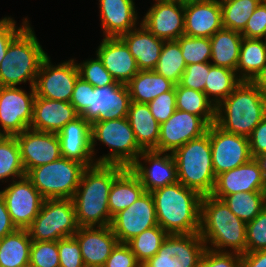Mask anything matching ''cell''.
<instances>
[{
	"label": "cell",
	"instance_id": "1",
	"mask_svg": "<svg viewBox=\"0 0 266 267\" xmlns=\"http://www.w3.org/2000/svg\"><path fill=\"white\" fill-rule=\"evenodd\" d=\"M125 169L121 165L95 164L82 174L72 197L79 227L109 226L112 216L108 199L114 179Z\"/></svg>",
	"mask_w": 266,
	"mask_h": 267
},
{
	"label": "cell",
	"instance_id": "2",
	"mask_svg": "<svg viewBox=\"0 0 266 267\" xmlns=\"http://www.w3.org/2000/svg\"><path fill=\"white\" fill-rule=\"evenodd\" d=\"M246 222L238 218L220 199L212 195L201 198L199 234L206 248L217 252L246 253ZM210 246H209V245Z\"/></svg>",
	"mask_w": 266,
	"mask_h": 267
},
{
	"label": "cell",
	"instance_id": "3",
	"mask_svg": "<svg viewBox=\"0 0 266 267\" xmlns=\"http://www.w3.org/2000/svg\"><path fill=\"white\" fill-rule=\"evenodd\" d=\"M158 225L168 234L199 233L202 196L180 182L152 192Z\"/></svg>",
	"mask_w": 266,
	"mask_h": 267
},
{
	"label": "cell",
	"instance_id": "4",
	"mask_svg": "<svg viewBox=\"0 0 266 267\" xmlns=\"http://www.w3.org/2000/svg\"><path fill=\"white\" fill-rule=\"evenodd\" d=\"M266 117V96L252 81H241L216 106L215 124L224 131L249 137Z\"/></svg>",
	"mask_w": 266,
	"mask_h": 267
},
{
	"label": "cell",
	"instance_id": "5",
	"mask_svg": "<svg viewBox=\"0 0 266 267\" xmlns=\"http://www.w3.org/2000/svg\"><path fill=\"white\" fill-rule=\"evenodd\" d=\"M47 53L28 24L9 44L0 63V87L27 83L34 87L40 65Z\"/></svg>",
	"mask_w": 266,
	"mask_h": 267
},
{
	"label": "cell",
	"instance_id": "6",
	"mask_svg": "<svg viewBox=\"0 0 266 267\" xmlns=\"http://www.w3.org/2000/svg\"><path fill=\"white\" fill-rule=\"evenodd\" d=\"M177 166L178 182L197 191L201 196L211 195L216 175L212 166L210 137L205 133L190 140L172 153Z\"/></svg>",
	"mask_w": 266,
	"mask_h": 267
},
{
	"label": "cell",
	"instance_id": "7",
	"mask_svg": "<svg viewBox=\"0 0 266 267\" xmlns=\"http://www.w3.org/2000/svg\"><path fill=\"white\" fill-rule=\"evenodd\" d=\"M97 140L111 150L110 153L97 158L96 164L121 165L129 168L143 151L136 142L127 117L91 123L93 155Z\"/></svg>",
	"mask_w": 266,
	"mask_h": 267
},
{
	"label": "cell",
	"instance_id": "8",
	"mask_svg": "<svg viewBox=\"0 0 266 267\" xmlns=\"http://www.w3.org/2000/svg\"><path fill=\"white\" fill-rule=\"evenodd\" d=\"M87 167L61 157L31 169L26 176L45 199H72Z\"/></svg>",
	"mask_w": 266,
	"mask_h": 267
},
{
	"label": "cell",
	"instance_id": "9",
	"mask_svg": "<svg viewBox=\"0 0 266 267\" xmlns=\"http://www.w3.org/2000/svg\"><path fill=\"white\" fill-rule=\"evenodd\" d=\"M79 229L72 199H45L27 228L32 241H58L73 237Z\"/></svg>",
	"mask_w": 266,
	"mask_h": 267
},
{
	"label": "cell",
	"instance_id": "10",
	"mask_svg": "<svg viewBox=\"0 0 266 267\" xmlns=\"http://www.w3.org/2000/svg\"><path fill=\"white\" fill-rule=\"evenodd\" d=\"M206 245L199 233L168 234L142 267H199Z\"/></svg>",
	"mask_w": 266,
	"mask_h": 267
},
{
	"label": "cell",
	"instance_id": "11",
	"mask_svg": "<svg viewBox=\"0 0 266 267\" xmlns=\"http://www.w3.org/2000/svg\"><path fill=\"white\" fill-rule=\"evenodd\" d=\"M47 55L39 68L34 85L35 95L46 99L70 102L74 86L80 77L75 59L53 65Z\"/></svg>",
	"mask_w": 266,
	"mask_h": 267
},
{
	"label": "cell",
	"instance_id": "12",
	"mask_svg": "<svg viewBox=\"0 0 266 267\" xmlns=\"http://www.w3.org/2000/svg\"><path fill=\"white\" fill-rule=\"evenodd\" d=\"M207 133L210 137L212 166L216 177L253 158L248 137L226 132L215 123L209 125Z\"/></svg>",
	"mask_w": 266,
	"mask_h": 267
},
{
	"label": "cell",
	"instance_id": "13",
	"mask_svg": "<svg viewBox=\"0 0 266 267\" xmlns=\"http://www.w3.org/2000/svg\"><path fill=\"white\" fill-rule=\"evenodd\" d=\"M30 93L18 87H0V129L6 136H15L30 128L33 119L35 89Z\"/></svg>",
	"mask_w": 266,
	"mask_h": 267
},
{
	"label": "cell",
	"instance_id": "14",
	"mask_svg": "<svg viewBox=\"0 0 266 267\" xmlns=\"http://www.w3.org/2000/svg\"><path fill=\"white\" fill-rule=\"evenodd\" d=\"M7 211L17 229H27L38 215L45 198L25 175L1 190Z\"/></svg>",
	"mask_w": 266,
	"mask_h": 267
},
{
	"label": "cell",
	"instance_id": "15",
	"mask_svg": "<svg viewBox=\"0 0 266 267\" xmlns=\"http://www.w3.org/2000/svg\"><path fill=\"white\" fill-rule=\"evenodd\" d=\"M157 225L152 194L144 192L128 208L113 216L110 227L119 243H128L138 234Z\"/></svg>",
	"mask_w": 266,
	"mask_h": 267
},
{
	"label": "cell",
	"instance_id": "16",
	"mask_svg": "<svg viewBox=\"0 0 266 267\" xmlns=\"http://www.w3.org/2000/svg\"><path fill=\"white\" fill-rule=\"evenodd\" d=\"M141 160H144L143 163ZM129 168L139 178L145 192L178 182L176 161L172 153L143 150Z\"/></svg>",
	"mask_w": 266,
	"mask_h": 267
},
{
	"label": "cell",
	"instance_id": "17",
	"mask_svg": "<svg viewBox=\"0 0 266 267\" xmlns=\"http://www.w3.org/2000/svg\"><path fill=\"white\" fill-rule=\"evenodd\" d=\"M130 103L125 84L95 87L91 91L90 106L81 116L90 123L125 118Z\"/></svg>",
	"mask_w": 266,
	"mask_h": 267
},
{
	"label": "cell",
	"instance_id": "18",
	"mask_svg": "<svg viewBox=\"0 0 266 267\" xmlns=\"http://www.w3.org/2000/svg\"><path fill=\"white\" fill-rule=\"evenodd\" d=\"M209 125L199 116L176 109L160 124L157 151L173 153L190 140L207 133Z\"/></svg>",
	"mask_w": 266,
	"mask_h": 267
},
{
	"label": "cell",
	"instance_id": "19",
	"mask_svg": "<svg viewBox=\"0 0 266 267\" xmlns=\"http://www.w3.org/2000/svg\"><path fill=\"white\" fill-rule=\"evenodd\" d=\"M21 161L26 174L33 168L48 164L62 157L57 133L26 129L15 135Z\"/></svg>",
	"mask_w": 266,
	"mask_h": 267
},
{
	"label": "cell",
	"instance_id": "20",
	"mask_svg": "<svg viewBox=\"0 0 266 267\" xmlns=\"http://www.w3.org/2000/svg\"><path fill=\"white\" fill-rule=\"evenodd\" d=\"M237 192H266L263 167L258 158L219 174L211 195L222 200Z\"/></svg>",
	"mask_w": 266,
	"mask_h": 267
},
{
	"label": "cell",
	"instance_id": "21",
	"mask_svg": "<svg viewBox=\"0 0 266 267\" xmlns=\"http://www.w3.org/2000/svg\"><path fill=\"white\" fill-rule=\"evenodd\" d=\"M152 34L165 41L184 35V3L156 0L141 21Z\"/></svg>",
	"mask_w": 266,
	"mask_h": 267
},
{
	"label": "cell",
	"instance_id": "22",
	"mask_svg": "<svg viewBox=\"0 0 266 267\" xmlns=\"http://www.w3.org/2000/svg\"><path fill=\"white\" fill-rule=\"evenodd\" d=\"M73 237L79 243L85 267H103L119 243L110 225L79 227Z\"/></svg>",
	"mask_w": 266,
	"mask_h": 267
},
{
	"label": "cell",
	"instance_id": "23",
	"mask_svg": "<svg viewBox=\"0 0 266 267\" xmlns=\"http://www.w3.org/2000/svg\"><path fill=\"white\" fill-rule=\"evenodd\" d=\"M222 28L220 0L184 3V35L210 38Z\"/></svg>",
	"mask_w": 266,
	"mask_h": 267
},
{
	"label": "cell",
	"instance_id": "24",
	"mask_svg": "<svg viewBox=\"0 0 266 267\" xmlns=\"http://www.w3.org/2000/svg\"><path fill=\"white\" fill-rule=\"evenodd\" d=\"M57 135L62 157L78 161L86 167L96 164L91 147V123L81 115L67 123Z\"/></svg>",
	"mask_w": 266,
	"mask_h": 267
},
{
	"label": "cell",
	"instance_id": "25",
	"mask_svg": "<svg viewBox=\"0 0 266 267\" xmlns=\"http://www.w3.org/2000/svg\"><path fill=\"white\" fill-rule=\"evenodd\" d=\"M96 54L118 83L126 85L140 71L133 55L119 37H104Z\"/></svg>",
	"mask_w": 266,
	"mask_h": 267
},
{
	"label": "cell",
	"instance_id": "26",
	"mask_svg": "<svg viewBox=\"0 0 266 267\" xmlns=\"http://www.w3.org/2000/svg\"><path fill=\"white\" fill-rule=\"evenodd\" d=\"M79 114L70 102L35 97L33 119L30 129L58 133Z\"/></svg>",
	"mask_w": 266,
	"mask_h": 267
},
{
	"label": "cell",
	"instance_id": "27",
	"mask_svg": "<svg viewBox=\"0 0 266 267\" xmlns=\"http://www.w3.org/2000/svg\"><path fill=\"white\" fill-rule=\"evenodd\" d=\"M134 0H99L104 37H120L137 26Z\"/></svg>",
	"mask_w": 266,
	"mask_h": 267
},
{
	"label": "cell",
	"instance_id": "28",
	"mask_svg": "<svg viewBox=\"0 0 266 267\" xmlns=\"http://www.w3.org/2000/svg\"><path fill=\"white\" fill-rule=\"evenodd\" d=\"M119 38L128 47L140 71L155 69L165 40L157 38L141 23Z\"/></svg>",
	"mask_w": 266,
	"mask_h": 267
},
{
	"label": "cell",
	"instance_id": "29",
	"mask_svg": "<svg viewBox=\"0 0 266 267\" xmlns=\"http://www.w3.org/2000/svg\"><path fill=\"white\" fill-rule=\"evenodd\" d=\"M127 119L138 146L142 150L157 151L160 124L151 114L149 105L131 101Z\"/></svg>",
	"mask_w": 266,
	"mask_h": 267
},
{
	"label": "cell",
	"instance_id": "30",
	"mask_svg": "<svg viewBox=\"0 0 266 267\" xmlns=\"http://www.w3.org/2000/svg\"><path fill=\"white\" fill-rule=\"evenodd\" d=\"M243 36L240 32L222 28L210 37L211 64L236 71Z\"/></svg>",
	"mask_w": 266,
	"mask_h": 267
},
{
	"label": "cell",
	"instance_id": "31",
	"mask_svg": "<svg viewBox=\"0 0 266 267\" xmlns=\"http://www.w3.org/2000/svg\"><path fill=\"white\" fill-rule=\"evenodd\" d=\"M145 192L139 178L130 170L125 168L113 181L108 207L113 217L119 211L128 208Z\"/></svg>",
	"mask_w": 266,
	"mask_h": 267
},
{
	"label": "cell",
	"instance_id": "32",
	"mask_svg": "<svg viewBox=\"0 0 266 267\" xmlns=\"http://www.w3.org/2000/svg\"><path fill=\"white\" fill-rule=\"evenodd\" d=\"M126 85L131 101L144 104L175 87L174 83L154 70L139 71Z\"/></svg>",
	"mask_w": 266,
	"mask_h": 267
},
{
	"label": "cell",
	"instance_id": "33",
	"mask_svg": "<svg viewBox=\"0 0 266 267\" xmlns=\"http://www.w3.org/2000/svg\"><path fill=\"white\" fill-rule=\"evenodd\" d=\"M32 240L27 229H16L0 239V267H27Z\"/></svg>",
	"mask_w": 266,
	"mask_h": 267
},
{
	"label": "cell",
	"instance_id": "34",
	"mask_svg": "<svg viewBox=\"0 0 266 267\" xmlns=\"http://www.w3.org/2000/svg\"><path fill=\"white\" fill-rule=\"evenodd\" d=\"M266 64V42L244 38L240 47L236 74L241 81H252ZM239 74V75H238Z\"/></svg>",
	"mask_w": 266,
	"mask_h": 267
},
{
	"label": "cell",
	"instance_id": "35",
	"mask_svg": "<svg viewBox=\"0 0 266 267\" xmlns=\"http://www.w3.org/2000/svg\"><path fill=\"white\" fill-rule=\"evenodd\" d=\"M176 109L201 117L208 125L215 123L216 106L202 91L175 85Z\"/></svg>",
	"mask_w": 266,
	"mask_h": 267
},
{
	"label": "cell",
	"instance_id": "36",
	"mask_svg": "<svg viewBox=\"0 0 266 267\" xmlns=\"http://www.w3.org/2000/svg\"><path fill=\"white\" fill-rule=\"evenodd\" d=\"M240 82L236 71L210 63V71L205 83V94L217 106L234 91Z\"/></svg>",
	"mask_w": 266,
	"mask_h": 267
},
{
	"label": "cell",
	"instance_id": "37",
	"mask_svg": "<svg viewBox=\"0 0 266 267\" xmlns=\"http://www.w3.org/2000/svg\"><path fill=\"white\" fill-rule=\"evenodd\" d=\"M242 221H252L266 206V192H237L222 199Z\"/></svg>",
	"mask_w": 266,
	"mask_h": 267
},
{
	"label": "cell",
	"instance_id": "38",
	"mask_svg": "<svg viewBox=\"0 0 266 267\" xmlns=\"http://www.w3.org/2000/svg\"><path fill=\"white\" fill-rule=\"evenodd\" d=\"M186 66L179 43L176 40L164 41L154 71L177 85Z\"/></svg>",
	"mask_w": 266,
	"mask_h": 267
},
{
	"label": "cell",
	"instance_id": "39",
	"mask_svg": "<svg viewBox=\"0 0 266 267\" xmlns=\"http://www.w3.org/2000/svg\"><path fill=\"white\" fill-rule=\"evenodd\" d=\"M263 0H220L223 28L242 32L250 16Z\"/></svg>",
	"mask_w": 266,
	"mask_h": 267
},
{
	"label": "cell",
	"instance_id": "40",
	"mask_svg": "<svg viewBox=\"0 0 266 267\" xmlns=\"http://www.w3.org/2000/svg\"><path fill=\"white\" fill-rule=\"evenodd\" d=\"M25 175L18 141L15 136H6L0 142V181L11 177L13 181Z\"/></svg>",
	"mask_w": 266,
	"mask_h": 267
},
{
	"label": "cell",
	"instance_id": "41",
	"mask_svg": "<svg viewBox=\"0 0 266 267\" xmlns=\"http://www.w3.org/2000/svg\"><path fill=\"white\" fill-rule=\"evenodd\" d=\"M167 235L168 233L157 225L138 234L127 244L137 260L143 264L158 252Z\"/></svg>",
	"mask_w": 266,
	"mask_h": 267
},
{
	"label": "cell",
	"instance_id": "42",
	"mask_svg": "<svg viewBox=\"0 0 266 267\" xmlns=\"http://www.w3.org/2000/svg\"><path fill=\"white\" fill-rule=\"evenodd\" d=\"M181 48L182 56L186 65L197 63H210L211 43L210 38L189 37L182 35L176 40Z\"/></svg>",
	"mask_w": 266,
	"mask_h": 267
},
{
	"label": "cell",
	"instance_id": "43",
	"mask_svg": "<svg viewBox=\"0 0 266 267\" xmlns=\"http://www.w3.org/2000/svg\"><path fill=\"white\" fill-rule=\"evenodd\" d=\"M80 77L95 87H103L107 85H120L114 80L112 75L105 69L102 60L96 54V58L85 60L77 63Z\"/></svg>",
	"mask_w": 266,
	"mask_h": 267
},
{
	"label": "cell",
	"instance_id": "44",
	"mask_svg": "<svg viewBox=\"0 0 266 267\" xmlns=\"http://www.w3.org/2000/svg\"><path fill=\"white\" fill-rule=\"evenodd\" d=\"M29 265L59 267L58 241H32Z\"/></svg>",
	"mask_w": 266,
	"mask_h": 267
},
{
	"label": "cell",
	"instance_id": "45",
	"mask_svg": "<svg viewBox=\"0 0 266 267\" xmlns=\"http://www.w3.org/2000/svg\"><path fill=\"white\" fill-rule=\"evenodd\" d=\"M246 253L266 250V206L246 224Z\"/></svg>",
	"mask_w": 266,
	"mask_h": 267
},
{
	"label": "cell",
	"instance_id": "46",
	"mask_svg": "<svg viewBox=\"0 0 266 267\" xmlns=\"http://www.w3.org/2000/svg\"><path fill=\"white\" fill-rule=\"evenodd\" d=\"M210 71V63H197L187 65L179 85L194 89L196 91H202L205 93V83Z\"/></svg>",
	"mask_w": 266,
	"mask_h": 267
},
{
	"label": "cell",
	"instance_id": "47",
	"mask_svg": "<svg viewBox=\"0 0 266 267\" xmlns=\"http://www.w3.org/2000/svg\"><path fill=\"white\" fill-rule=\"evenodd\" d=\"M59 267H85L79 243L74 237L58 240Z\"/></svg>",
	"mask_w": 266,
	"mask_h": 267
},
{
	"label": "cell",
	"instance_id": "48",
	"mask_svg": "<svg viewBox=\"0 0 266 267\" xmlns=\"http://www.w3.org/2000/svg\"><path fill=\"white\" fill-rule=\"evenodd\" d=\"M151 114L155 120L162 124L166 122L176 111L175 87L171 91L164 92L148 103Z\"/></svg>",
	"mask_w": 266,
	"mask_h": 267
},
{
	"label": "cell",
	"instance_id": "49",
	"mask_svg": "<svg viewBox=\"0 0 266 267\" xmlns=\"http://www.w3.org/2000/svg\"><path fill=\"white\" fill-rule=\"evenodd\" d=\"M241 34L248 39H265L266 4L263 1L256 7Z\"/></svg>",
	"mask_w": 266,
	"mask_h": 267
},
{
	"label": "cell",
	"instance_id": "50",
	"mask_svg": "<svg viewBox=\"0 0 266 267\" xmlns=\"http://www.w3.org/2000/svg\"><path fill=\"white\" fill-rule=\"evenodd\" d=\"M241 255L233 252H217L206 248L199 267H240Z\"/></svg>",
	"mask_w": 266,
	"mask_h": 267
},
{
	"label": "cell",
	"instance_id": "51",
	"mask_svg": "<svg viewBox=\"0 0 266 267\" xmlns=\"http://www.w3.org/2000/svg\"><path fill=\"white\" fill-rule=\"evenodd\" d=\"M103 267H142L127 243H118Z\"/></svg>",
	"mask_w": 266,
	"mask_h": 267
},
{
	"label": "cell",
	"instance_id": "52",
	"mask_svg": "<svg viewBox=\"0 0 266 267\" xmlns=\"http://www.w3.org/2000/svg\"><path fill=\"white\" fill-rule=\"evenodd\" d=\"M28 19L25 18L20 27L10 17L0 19V63L4 59L7 48L11 41L28 25Z\"/></svg>",
	"mask_w": 266,
	"mask_h": 267
},
{
	"label": "cell",
	"instance_id": "53",
	"mask_svg": "<svg viewBox=\"0 0 266 267\" xmlns=\"http://www.w3.org/2000/svg\"><path fill=\"white\" fill-rule=\"evenodd\" d=\"M93 89L94 87L81 77L77 79L70 103L79 115L90 106L91 91Z\"/></svg>",
	"mask_w": 266,
	"mask_h": 267
},
{
	"label": "cell",
	"instance_id": "54",
	"mask_svg": "<svg viewBox=\"0 0 266 267\" xmlns=\"http://www.w3.org/2000/svg\"><path fill=\"white\" fill-rule=\"evenodd\" d=\"M248 139L253 158L259 159L266 154V117L252 131Z\"/></svg>",
	"mask_w": 266,
	"mask_h": 267
},
{
	"label": "cell",
	"instance_id": "55",
	"mask_svg": "<svg viewBox=\"0 0 266 267\" xmlns=\"http://www.w3.org/2000/svg\"><path fill=\"white\" fill-rule=\"evenodd\" d=\"M17 228L11 221L10 214L7 211V206L4 197L0 193V239L14 232Z\"/></svg>",
	"mask_w": 266,
	"mask_h": 267
},
{
	"label": "cell",
	"instance_id": "56",
	"mask_svg": "<svg viewBox=\"0 0 266 267\" xmlns=\"http://www.w3.org/2000/svg\"><path fill=\"white\" fill-rule=\"evenodd\" d=\"M240 267H266V250L241 255Z\"/></svg>",
	"mask_w": 266,
	"mask_h": 267
},
{
	"label": "cell",
	"instance_id": "57",
	"mask_svg": "<svg viewBox=\"0 0 266 267\" xmlns=\"http://www.w3.org/2000/svg\"><path fill=\"white\" fill-rule=\"evenodd\" d=\"M256 87L266 96V64L252 80Z\"/></svg>",
	"mask_w": 266,
	"mask_h": 267
},
{
	"label": "cell",
	"instance_id": "58",
	"mask_svg": "<svg viewBox=\"0 0 266 267\" xmlns=\"http://www.w3.org/2000/svg\"><path fill=\"white\" fill-rule=\"evenodd\" d=\"M261 164H262V167H263V175H264V178H265V181H266V154L264 156H262L261 158H259Z\"/></svg>",
	"mask_w": 266,
	"mask_h": 267
},
{
	"label": "cell",
	"instance_id": "59",
	"mask_svg": "<svg viewBox=\"0 0 266 267\" xmlns=\"http://www.w3.org/2000/svg\"><path fill=\"white\" fill-rule=\"evenodd\" d=\"M175 1L187 3V2H193V1H198V0H175Z\"/></svg>",
	"mask_w": 266,
	"mask_h": 267
},
{
	"label": "cell",
	"instance_id": "60",
	"mask_svg": "<svg viewBox=\"0 0 266 267\" xmlns=\"http://www.w3.org/2000/svg\"><path fill=\"white\" fill-rule=\"evenodd\" d=\"M6 137V135L0 130V142Z\"/></svg>",
	"mask_w": 266,
	"mask_h": 267
}]
</instances>
